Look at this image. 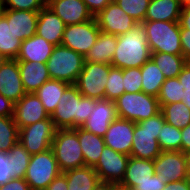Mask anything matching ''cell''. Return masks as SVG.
I'll use <instances>...</instances> for the list:
<instances>
[{"instance_id":"7","label":"cell","mask_w":190,"mask_h":190,"mask_svg":"<svg viewBox=\"0 0 190 190\" xmlns=\"http://www.w3.org/2000/svg\"><path fill=\"white\" fill-rule=\"evenodd\" d=\"M117 114L119 118L139 123L160 112L157 97L144 92L126 93L124 92L115 100Z\"/></svg>"},{"instance_id":"15","label":"cell","mask_w":190,"mask_h":190,"mask_svg":"<svg viewBox=\"0 0 190 190\" xmlns=\"http://www.w3.org/2000/svg\"><path fill=\"white\" fill-rule=\"evenodd\" d=\"M0 93L14 104L26 94L16 59L0 62Z\"/></svg>"},{"instance_id":"19","label":"cell","mask_w":190,"mask_h":190,"mask_svg":"<svg viewBox=\"0 0 190 190\" xmlns=\"http://www.w3.org/2000/svg\"><path fill=\"white\" fill-rule=\"evenodd\" d=\"M47 6L66 26L81 24L94 18L83 0H48Z\"/></svg>"},{"instance_id":"26","label":"cell","mask_w":190,"mask_h":190,"mask_svg":"<svg viewBox=\"0 0 190 190\" xmlns=\"http://www.w3.org/2000/svg\"><path fill=\"white\" fill-rule=\"evenodd\" d=\"M116 47L117 36L100 31L95 44L85 56V61L111 65Z\"/></svg>"},{"instance_id":"9","label":"cell","mask_w":190,"mask_h":190,"mask_svg":"<svg viewBox=\"0 0 190 190\" xmlns=\"http://www.w3.org/2000/svg\"><path fill=\"white\" fill-rule=\"evenodd\" d=\"M111 66L110 64L85 61L83 70L74 85L84 97L104 99L105 86Z\"/></svg>"},{"instance_id":"45","label":"cell","mask_w":190,"mask_h":190,"mask_svg":"<svg viewBox=\"0 0 190 190\" xmlns=\"http://www.w3.org/2000/svg\"><path fill=\"white\" fill-rule=\"evenodd\" d=\"M0 190H30L24 178H12L6 184L0 185Z\"/></svg>"},{"instance_id":"5","label":"cell","mask_w":190,"mask_h":190,"mask_svg":"<svg viewBox=\"0 0 190 190\" xmlns=\"http://www.w3.org/2000/svg\"><path fill=\"white\" fill-rule=\"evenodd\" d=\"M51 148L62 173L85 166L76 128L56 129Z\"/></svg>"},{"instance_id":"41","label":"cell","mask_w":190,"mask_h":190,"mask_svg":"<svg viewBox=\"0 0 190 190\" xmlns=\"http://www.w3.org/2000/svg\"><path fill=\"white\" fill-rule=\"evenodd\" d=\"M5 9L40 11L47 5L46 0H3Z\"/></svg>"},{"instance_id":"14","label":"cell","mask_w":190,"mask_h":190,"mask_svg":"<svg viewBox=\"0 0 190 190\" xmlns=\"http://www.w3.org/2000/svg\"><path fill=\"white\" fill-rule=\"evenodd\" d=\"M154 169L158 177L165 180V184L188 179L182 151H162L154 160Z\"/></svg>"},{"instance_id":"23","label":"cell","mask_w":190,"mask_h":190,"mask_svg":"<svg viewBox=\"0 0 190 190\" xmlns=\"http://www.w3.org/2000/svg\"><path fill=\"white\" fill-rule=\"evenodd\" d=\"M23 88L26 93H35L46 81L50 80L46 64L18 61Z\"/></svg>"},{"instance_id":"33","label":"cell","mask_w":190,"mask_h":190,"mask_svg":"<svg viewBox=\"0 0 190 190\" xmlns=\"http://www.w3.org/2000/svg\"><path fill=\"white\" fill-rule=\"evenodd\" d=\"M165 122L172 126L183 129L190 124V109L182 102L163 105L160 109Z\"/></svg>"},{"instance_id":"22","label":"cell","mask_w":190,"mask_h":190,"mask_svg":"<svg viewBox=\"0 0 190 190\" xmlns=\"http://www.w3.org/2000/svg\"><path fill=\"white\" fill-rule=\"evenodd\" d=\"M39 11L5 9L4 15L11 20V27L15 36L24 41L36 34Z\"/></svg>"},{"instance_id":"42","label":"cell","mask_w":190,"mask_h":190,"mask_svg":"<svg viewBox=\"0 0 190 190\" xmlns=\"http://www.w3.org/2000/svg\"><path fill=\"white\" fill-rule=\"evenodd\" d=\"M177 77L181 83L182 101L190 109V62H187Z\"/></svg>"},{"instance_id":"20","label":"cell","mask_w":190,"mask_h":190,"mask_svg":"<svg viewBox=\"0 0 190 190\" xmlns=\"http://www.w3.org/2000/svg\"><path fill=\"white\" fill-rule=\"evenodd\" d=\"M65 27L62 19L47 5L39 11L36 34L49 43L55 46L61 45Z\"/></svg>"},{"instance_id":"55","label":"cell","mask_w":190,"mask_h":190,"mask_svg":"<svg viewBox=\"0 0 190 190\" xmlns=\"http://www.w3.org/2000/svg\"><path fill=\"white\" fill-rule=\"evenodd\" d=\"M112 190H132V189L125 188V187H122V186L119 185V184H114V183H112Z\"/></svg>"},{"instance_id":"30","label":"cell","mask_w":190,"mask_h":190,"mask_svg":"<svg viewBox=\"0 0 190 190\" xmlns=\"http://www.w3.org/2000/svg\"><path fill=\"white\" fill-rule=\"evenodd\" d=\"M21 43L12 30L11 20H7L4 14L0 16V56L3 59H16Z\"/></svg>"},{"instance_id":"38","label":"cell","mask_w":190,"mask_h":190,"mask_svg":"<svg viewBox=\"0 0 190 190\" xmlns=\"http://www.w3.org/2000/svg\"><path fill=\"white\" fill-rule=\"evenodd\" d=\"M124 92L123 69L111 66L105 86V99L115 101Z\"/></svg>"},{"instance_id":"6","label":"cell","mask_w":190,"mask_h":190,"mask_svg":"<svg viewBox=\"0 0 190 190\" xmlns=\"http://www.w3.org/2000/svg\"><path fill=\"white\" fill-rule=\"evenodd\" d=\"M84 63V56L66 46L57 45L54 47L46 65L50 79L75 84L78 75L83 70Z\"/></svg>"},{"instance_id":"56","label":"cell","mask_w":190,"mask_h":190,"mask_svg":"<svg viewBox=\"0 0 190 190\" xmlns=\"http://www.w3.org/2000/svg\"><path fill=\"white\" fill-rule=\"evenodd\" d=\"M182 8L190 7V0H179Z\"/></svg>"},{"instance_id":"36","label":"cell","mask_w":190,"mask_h":190,"mask_svg":"<svg viewBox=\"0 0 190 190\" xmlns=\"http://www.w3.org/2000/svg\"><path fill=\"white\" fill-rule=\"evenodd\" d=\"M157 140L162 151H181V129L171 124L164 123Z\"/></svg>"},{"instance_id":"32","label":"cell","mask_w":190,"mask_h":190,"mask_svg":"<svg viewBox=\"0 0 190 190\" xmlns=\"http://www.w3.org/2000/svg\"><path fill=\"white\" fill-rule=\"evenodd\" d=\"M151 59L159 67L166 79L177 77L188 62L183 55L163 52H153Z\"/></svg>"},{"instance_id":"48","label":"cell","mask_w":190,"mask_h":190,"mask_svg":"<svg viewBox=\"0 0 190 190\" xmlns=\"http://www.w3.org/2000/svg\"><path fill=\"white\" fill-rule=\"evenodd\" d=\"M14 103L0 93V116L13 117Z\"/></svg>"},{"instance_id":"40","label":"cell","mask_w":190,"mask_h":190,"mask_svg":"<svg viewBox=\"0 0 190 190\" xmlns=\"http://www.w3.org/2000/svg\"><path fill=\"white\" fill-rule=\"evenodd\" d=\"M123 83L126 93L142 92L141 68L123 69Z\"/></svg>"},{"instance_id":"8","label":"cell","mask_w":190,"mask_h":190,"mask_svg":"<svg viewBox=\"0 0 190 190\" xmlns=\"http://www.w3.org/2000/svg\"><path fill=\"white\" fill-rule=\"evenodd\" d=\"M52 148L30 157L25 180L30 190H46L47 186L61 174Z\"/></svg>"},{"instance_id":"29","label":"cell","mask_w":190,"mask_h":190,"mask_svg":"<svg viewBox=\"0 0 190 190\" xmlns=\"http://www.w3.org/2000/svg\"><path fill=\"white\" fill-rule=\"evenodd\" d=\"M69 85L61 80L50 79L35 92L49 116L55 111L61 96Z\"/></svg>"},{"instance_id":"39","label":"cell","mask_w":190,"mask_h":190,"mask_svg":"<svg viewBox=\"0 0 190 190\" xmlns=\"http://www.w3.org/2000/svg\"><path fill=\"white\" fill-rule=\"evenodd\" d=\"M138 24L145 21L150 0H114Z\"/></svg>"},{"instance_id":"24","label":"cell","mask_w":190,"mask_h":190,"mask_svg":"<svg viewBox=\"0 0 190 190\" xmlns=\"http://www.w3.org/2000/svg\"><path fill=\"white\" fill-rule=\"evenodd\" d=\"M154 173V160L138 159L130 156L124 178L119 185L133 189L140 182L151 178Z\"/></svg>"},{"instance_id":"43","label":"cell","mask_w":190,"mask_h":190,"mask_svg":"<svg viewBox=\"0 0 190 190\" xmlns=\"http://www.w3.org/2000/svg\"><path fill=\"white\" fill-rule=\"evenodd\" d=\"M165 185V180L154 173L151 178L144 182H140L132 190H163Z\"/></svg>"},{"instance_id":"31","label":"cell","mask_w":190,"mask_h":190,"mask_svg":"<svg viewBox=\"0 0 190 190\" xmlns=\"http://www.w3.org/2000/svg\"><path fill=\"white\" fill-rule=\"evenodd\" d=\"M142 74V92L158 96L162 84L165 82L162 71L156 63L150 59L141 67Z\"/></svg>"},{"instance_id":"44","label":"cell","mask_w":190,"mask_h":190,"mask_svg":"<svg viewBox=\"0 0 190 190\" xmlns=\"http://www.w3.org/2000/svg\"><path fill=\"white\" fill-rule=\"evenodd\" d=\"M10 171L9 153L0 152V185H4L12 179Z\"/></svg>"},{"instance_id":"21","label":"cell","mask_w":190,"mask_h":190,"mask_svg":"<svg viewBox=\"0 0 190 190\" xmlns=\"http://www.w3.org/2000/svg\"><path fill=\"white\" fill-rule=\"evenodd\" d=\"M55 45L35 34L21 43L17 61L38 62L46 64Z\"/></svg>"},{"instance_id":"3","label":"cell","mask_w":190,"mask_h":190,"mask_svg":"<svg viewBox=\"0 0 190 190\" xmlns=\"http://www.w3.org/2000/svg\"><path fill=\"white\" fill-rule=\"evenodd\" d=\"M164 123L165 118L161 111L153 117L135 123L130 156L155 160L162 152L157 139Z\"/></svg>"},{"instance_id":"50","label":"cell","mask_w":190,"mask_h":190,"mask_svg":"<svg viewBox=\"0 0 190 190\" xmlns=\"http://www.w3.org/2000/svg\"><path fill=\"white\" fill-rule=\"evenodd\" d=\"M181 151L183 153L190 151V124L181 129Z\"/></svg>"},{"instance_id":"11","label":"cell","mask_w":190,"mask_h":190,"mask_svg":"<svg viewBox=\"0 0 190 190\" xmlns=\"http://www.w3.org/2000/svg\"><path fill=\"white\" fill-rule=\"evenodd\" d=\"M100 31L95 17L81 24L68 25L65 27L61 45L85 57L95 44Z\"/></svg>"},{"instance_id":"46","label":"cell","mask_w":190,"mask_h":190,"mask_svg":"<svg viewBox=\"0 0 190 190\" xmlns=\"http://www.w3.org/2000/svg\"><path fill=\"white\" fill-rule=\"evenodd\" d=\"M180 39L183 56L190 62V30L180 29Z\"/></svg>"},{"instance_id":"54","label":"cell","mask_w":190,"mask_h":190,"mask_svg":"<svg viewBox=\"0 0 190 190\" xmlns=\"http://www.w3.org/2000/svg\"><path fill=\"white\" fill-rule=\"evenodd\" d=\"M185 162H186V174L188 179H190V151L184 153Z\"/></svg>"},{"instance_id":"16","label":"cell","mask_w":190,"mask_h":190,"mask_svg":"<svg viewBox=\"0 0 190 190\" xmlns=\"http://www.w3.org/2000/svg\"><path fill=\"white\" fill-rule=\"evenodd\" d=\"M49 117L44 105L35 93H26L14 104L13 120L17 124L18 129Z\"/></svg>"},{"instance_id":"47","label":"cell","mask_w":190,"mask_h":190,"mask_svg":"<svg viewBox=\"0 0 190 190\" xmlns=\"http://www.w3.org/2000/svg\"><path fill=\"white\" fill-rule=\"evenodd\" d=\"M93 16L102 11L112 0H83Z\"/></svg>"},{"instance_id":"52","label":"cell","mask_w":190,"mask_h":190,"mask_svg":"<svg viewBox=\"0 0 190 190\" xmlns=\"http://www.w3.org/2000/svg\"><path fill=\"white\" fill-rule=\"evenodd\" d=\"M179 24H180V29L190 30V7L182 8Z\"/></svg>"},{"instance_id":"51","label":"cell","mask_w":190,"mask_h":190,"mask_svg":"<svg viewBox=\"0 0 190 190\" xmlns=\"http://www.w3.org/2000/svg\"><path fill=\"white\" fill-rule=\"evenodd\" d=\"M163 190H190V179L168 182Z\"/></svg>"},{"instance_id":"34","label":"cell","mask_w":190,"mask_h":190,"mask_svg":"<svg viewBox=\"0 0 190 190\" xmlns=\"http://www.w3.org/2000/svg\"><path fill=\"white\" fill-rule=\"evenodd\" d=\"M12 178H25L31 155L18 141L8 152Z\"/></svg>"},{"instance_id":"49","label":"cell","mask_w":190,"mask_h":190,"mask_svg":"<svg viewBox=\"0 0 190 190\" xmlns=\"http://www.w3.org/2000/svg\"><path fill=\"white\" fill-rule=\"evenodd\" d=\"M46 190H68L66 176L59 174L46 188Z\"/></svg>"},{"instance_id":"37","label":"cell","mask_w":190,"mask_h":190,"mask_svg":"<svg viewBox=\"0 0 190 190\" xmlns=\"http://www.w3.org/2000/svg\"><path fill=\"white\" fill-rule=\"evenodd\" d=\"M160 108L163 105L182 102L181 98V83L178 77L168 78L162 84V87L157 96Z\"/></svg>"},{"instance_id":"18","label":"cell","mask_w":190,"mask_h":190,"mask_svg":"<svg viewBox=\"0 0 190 190\" xmlns=\"http://www.w3.org/2000/svg\"><path fill=\"white\" fill-rule=\"evenodd\" d=\"M118 118L115 101L96 99L95 109L81 128L97 136L104 137L109 125Z\"/></svg>"},{"instance_id":"28","label":"cell","mask_w":190,"mask_h":190,"mask_svg":"<svg viewBox=\"0 0 190 190\" xmlns=\"http://www.w3.org/2000/svg\"><path fill=\"white\" fill-rule=\"evenodd\" d=\"M67 179L68 190H93L101 181L95 169L83 166L63 173Z\"/></svg>"},{"instance_id":"35","label":"cell","mask_w":190,"mask_h":190,"mask_svg":"<svg viewBox=\"0 0 190 190\" xmlns=\"http://www.w3.org/2000/svg\"><path fill=\"white\" fill-rule=\"evenodd\" d=\"M19 129L13 117L0 116V152L8 153L18 142Z\"/></svg>"},{"instance_id":"10","label":"cell","mask_w":190,"mask_h":190,"mask_svg":"<svg viewBox=\"0 0 190 190\" xmlns=\"http://www.w3.org/2000/svg\"><path fill=\"white\" fill-rule=\"evenodd\" d=\"M56 128L52 119H44L19 129L18 141L30 155L51 148Z\"/></svg>"},{"instance_id":"57","label":"cell","mask_w":190,"mask_h":190,"mask_svg":"<svg viewBox=\"0 0 190 190\" xmlns=\"http://www.w3.org/2000/svg\"><path fill=\"white\" fill-rule=\"evenodd\" d=\"M5 6H4V1L0 0V16L4 14Z\"/></svg>"},{"instance_id":"13","label":"cell","mask_w":190,"mask_h":190,"mask_svg":"<svg viewBox=\"0 0 190 190\" xmlns=\"http://www.w3.org/2000/svg\"><path fill=\"white\" fill-rule=\"evenodd\" d=\"M94 17L101 32L116 36L128 32L138 24L114 0Z\"/></svg>"},{"instance_id":"53","label":"cell","mask_w":190,"mask_h":190,"mask_svg":"<svg viewBox=\"0 0 190 190\" xmlns=\"http://www.w3.org/2000/svg\"><path fill=\"white\" fill-rule=\"evenodd\" d=\"M93 190H112V183L100 182Z\"/></svg>"},{"instance_id":"27","label":"cell","mask_w":190,"mask_h":190,"mask_svg":"<svg viewBox=\"0 0 190 190\" xmlns=\"http://www.w3.org/2000/svg\"><path fill=\"white\" fill-rule=\"evenodd\" d=\"M76 133L84 155L85 166L94 167L99 161L100 155L106 146L104 138L87 130L77 127Z\"/></svg>"},{"instance_id":"1","label":"cell","mask_w":190,"mask_h":190,"mask_svg":"<svg viewBox=\"0 0 190 190\" xmlns=\"http://www.w3.org/2000/svg\"><path fill=\"white\" fill-rule=\"evenodd\" d=\"M95 105L96 99L84 97L74 84H70L50 118L56 129L82 127Z\"/></svg>"},{"instance_id":"2","label":"cell","mask_w":190,"mask_h":190,"mask_svg":"<svg viewBox=\"0 0 190 190\" xmlns=\"http://www.w3.org/2000/svg\"><path fill=\"white\" fill-rule=\"evenodd\" d=\"M151 50L142 24L117 36V47L111 65L120 69L141 68L151 59Z\"/></svg>"},{"instance_id":"12","label":"cell","mask_w":190,"mask_h":190,"mask_svg":"<svg viewBox=\"0 0 190 190\" xmlns=\"http://www.w3.org/2000/svg\"><path fill=\"white\" fill-rule=\"evenodd\" d=\"M130 156L105 146L93 167L101 182L119 184L125 175Z\"/></svg>"},{"instance_id":"25","label":"cell","mask_w":190,"mask_h":190,"mask_svg":"<svg viewBox=\"0 0 190 190\" xmlns=\"http://www.w3.org/2000/svg\"><path fill=\"white\" fill-rule=\"evenodd\" d=\"M181 10L179 0H150L145 21L179 22Z\"/></svg>"},{"instance_id":"4","label":"cell","mask_w":190,"mask_h":190,"mask_svg":"<svg viewBox=\"0 0 190 190\" xmlns=\"http://www.w3.org/2000/svg\"><path fill=\"white\" fill-rule=\"evenodd\" d=\"M141 24L151 53L183 55L179 22L143 21Z\"/></svg>"},{"instance_id":"17","label":"cell","mask_w":190,"mask_h":190,"mask_svg":"<svg viewBox=\"0 0 190 190\" xmlns=\"http://www.w3.org/2000/svg\"><path fill=\"white\" fill-rule=\"evenodd\" d=\"M135 123L127 119H115L107 129L104 143L116 152L130 156Z\"/></svg>"}]
</instances>
